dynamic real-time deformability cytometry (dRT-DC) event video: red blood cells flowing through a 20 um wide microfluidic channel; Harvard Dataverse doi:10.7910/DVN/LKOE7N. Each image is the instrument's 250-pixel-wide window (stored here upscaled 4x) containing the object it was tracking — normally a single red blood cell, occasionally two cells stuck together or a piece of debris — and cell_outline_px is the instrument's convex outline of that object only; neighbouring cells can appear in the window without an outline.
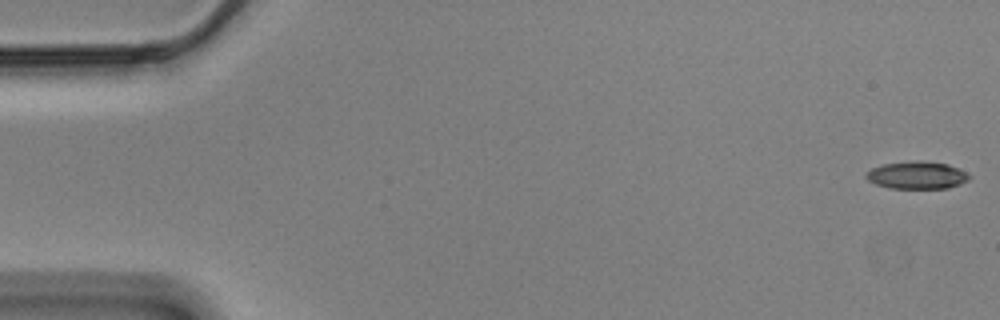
{"species": "Egyptian fruit bat (a non-hibernating species)", "species_latin": "Rousettus aegyptiacus", "temperature_condition": "cold", "stored_images_in_passage": 57, "segment_of_instrument_passage": [1, 2], "camera_frame_rate_fps": 3000, "um_per_image_px": 0.085, "animal": {"sex": "male"}, "frame": {"image": 1, "passage_image": 1, "time_ms": 0.0, "image_size_px": [1000, 320], "cell_outline_px": [[972, 176], [968, 180], [960, 184], [948, 188], [888, 188], [876, 184], [868, 180], [864, 176], [872, 168], [884, 164], [916, 160], [920, 160], [948, 164]], "centroid_in_image_um": [77.93, 14.89], "position_along_channel_um": 7.1, "area_um2": 16.42}}
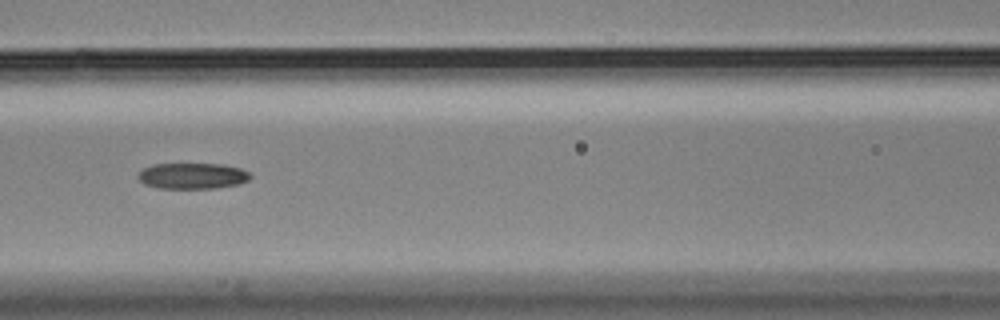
{"frame": {"image": 2, "passage_image": 25, "time_ms": 8.0, "image_size_px": [1000, 320], "cell_outline_px": [[252, 176], [248, 180], [240, 184], [216, 188], [156, 188], [144, 184], [136, 176], [144, 168], [152, 164], [224, 164], [240, 168], [248, 172]], "centroid_in_image_um": [16.36, 14.95], "position_along_channel_um": 150.2, "area_um2": 17.05}}
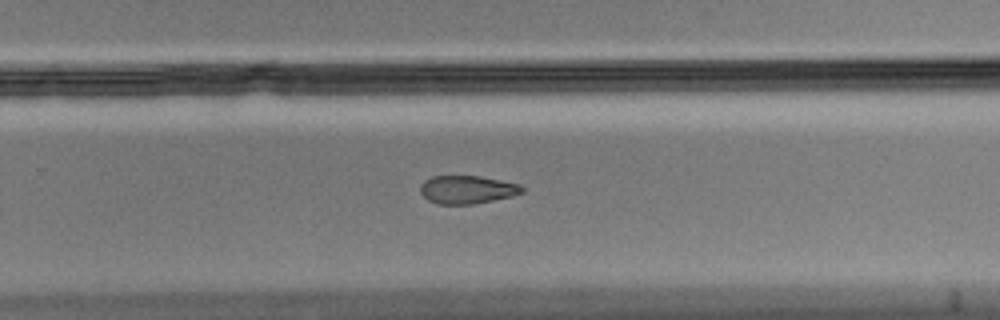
{"frame": {"image": 3, "passage_image": 37, "time_ms": 12.0, "image_size_px": [1000, 320], "cell_outline_px": [[524, 192], [512, 196], [476, 204], [436, 204], [428, 200], [420, 192], [420, 184], [424, 180], [432, 176], [480, 176], [520, 184], [524, 188]], "centroid_in_image_um": [39.7, 16.12], "position_along_channel_um": 290.1, "area_um2": 16.82}}